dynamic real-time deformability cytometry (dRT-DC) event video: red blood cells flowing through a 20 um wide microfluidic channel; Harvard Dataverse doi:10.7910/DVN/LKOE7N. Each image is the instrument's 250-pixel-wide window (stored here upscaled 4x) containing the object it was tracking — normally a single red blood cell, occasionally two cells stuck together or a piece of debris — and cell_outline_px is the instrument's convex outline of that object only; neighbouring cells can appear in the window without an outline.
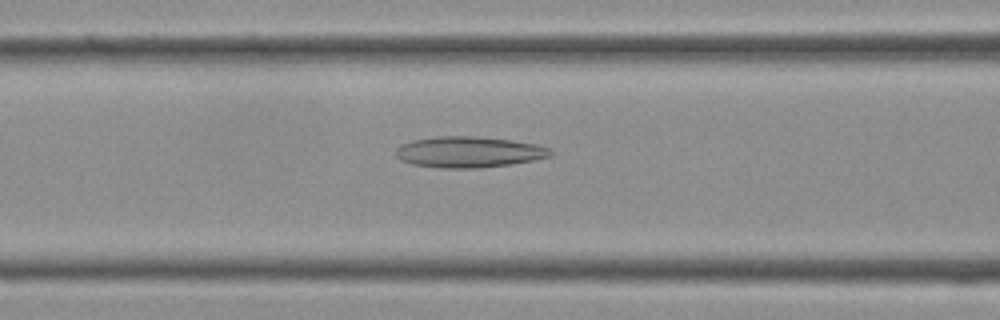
{"species": "Egyptian fruit bat (a non-hibernating species)", "species_latin": "Rousettus aegyptiacus", "temperature_condition": "cold", "stored_images_in_passage": 36, "camera_frame_rate_fps": 3000, "um_per_image_px": 0.085, "frame": {"image": 1, "passage_image": 13, "time_ms": 4.0, "image_size_px": [1000, 320], "cell_outline_px": [[556, 152], [552, 156], [512, 164], [480, 168], [440, 168], [412, 164], [400, 160], [396, 156], [396, 148], [400, 144], [412, 140], [440, 136], [476, 136], [508, 140], [536, 144], [548, 148]], "centroid_in_image_um": [39.84, 12.93], "position_along_channel_um": 126.8, "area_um2": 28.03}}
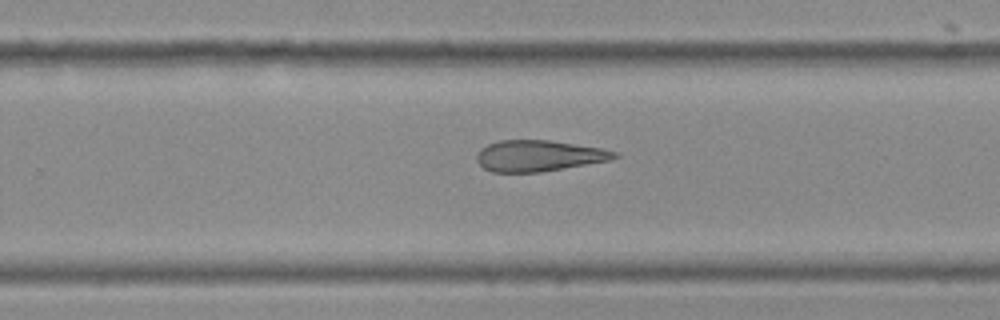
{"frame": {"image": 2, "passage_image": 22, "time_ms": 7.0, "image_size_px": [1000, 320], "cell_outline_px": [[620, 156], [612, 160], [540, 172], [492, 172], [484, 168], [476, 160], [476, 156], [480, 148], [488, 144], [500, 140], [548, 140], [600, 148], [620, 152]], "centroid_in_image_um": [45.81, 13.24], "position_along_channel_um": 284.0, "area_um2": 24.97}}
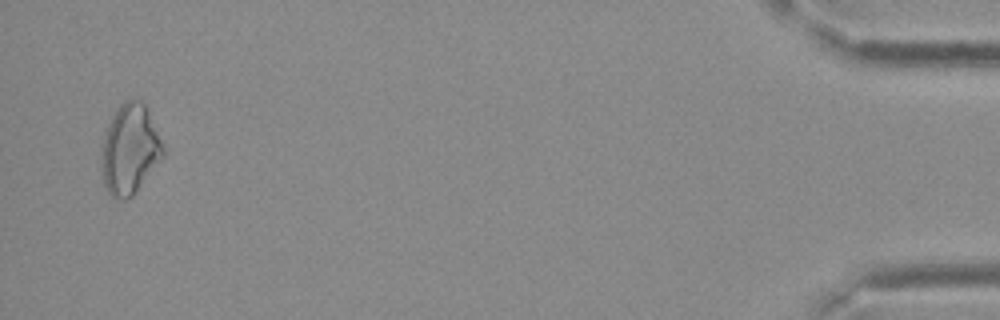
{"frame": {"image": 3, "passage_image": 35, "time_ms": 11.333, "image_size_px": [1000, 320], "cell_outline_px": [[164, 156], [132, 196], [124, 200], [112, 196], [108, 192], [104, 184], [100, 168], [104, 136], [108, 124], [112, 116], [120, 104], [124, 100], [132, 96], [140, 100], [144, 104], [164, 148]], "centroid_in_image_um": [11.01, 12.69], "position_along_channel_um": 424.2, "area_um2": 32.02}}